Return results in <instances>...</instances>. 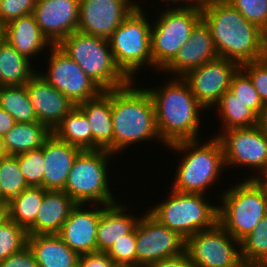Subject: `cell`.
I'll return each mask as SVG.
<instances>
[{"label":"cell","mask_w":267,"mask_h":267,"mask_svg":"<svg viewBox=\"0 0 267 267\" xmlns=\"http://www.w3.org/2000/svg\"><path fill=\"white\" fill-rule=\"evenodd\" d=\"M202 19L209 26L218 57L239 65L267 56V34L226 0H206Z\"/></svg>","instance_id":"obj_1"},{"label":"cell","mask_w":267,"mask_h":267,"mask_svg":"<svg viewBox=\"0 0 267 267\" xmlns=\"http://www.w3.org/2000/svg\"><path fill=\"white\" fill-rule=\"evenodd\" d=\"M146 89L153 99L157 131L165 146L199 140L200 113L206 109L197 101L182 77L169 79L159 88Z\"/></svg>","instance_id":"obj_2"},{"label":"cell","mask_w":267,"mask_h":267,"mask_svg":"<svg viewBox=\"0 0 267 267\" xmlns=\"http://www.w3.org/2000/svg\"><path fill=\"white\" fill-rule=\"evenodd\" d=\"M134 80L111 90L114 155L140 141H161L156 127L155 106L147 89ZM135 87V88H134ZM139 88V89H138Z\"/></svg>","instance_id":"obj_3"},{"label":"cell","mask_w":267,"mask_h":267,"mask_svg":"<svg viewBox=\"0 0 267 267\" xmlns=\"http://www.w3.org/2000/svg\"><path fill=\"white\" fill-rule=\"evenodd\" d=\"M166 147L183 154L185 152L172 183V189L177 192L206 194L225 168L223 147L215 136L202 144L198 140H189Z\"/></svg>","instance_id":"obj_4"},{"label":"cell","mask_w":267,"mask_h":267,"mask_svg":"<svg viewBox=\"0 0 267 267\" xmlns=\"http://www.w3.org/2000/svg\"><path fill=\"white\" fill-rule=\"evenodd\" d=\"M220 197L218 224L239 242L267 215V183L263 179L246 178Z\"/></svg>","instance_id":"obj_5"},{"label":"cell","mask_w":267,"mask_h":267,"mask_svg":"<svg viewBox=\"0 0 267 267\" xmlns=\"http://www.w3.org/2000/svg\"><path fill=\"white\" fill-rule=\"evenodd\" d=\"M103 91L131 80L116 65L109 40L75 31L58 45Z\"/></svg>","instance_id":"obj_6"},{"label":"cell","mask_w":267,"mask_h":267,"mask_svg":"<svg viewBox=\"0 0 267 267\" xmlns=\"http://www.w3.org/2000/svg\"><path fill=\"white\" fill-rule=\"evenodd\" d=\"M115 156L107 150H81L68 174L64 192L77 204L94 203L111 205L116 203L108 180L110 158Z\"/></svg>","instance_id":"obj_7"},{"label":"cell","mask_w":267,"mask_h":267,"mask_svg":"<svg viewBox=\"0 0 267 267\" xmlns=\"http://www.w3.org/2000/svg\"><path fill=\"white\" fill-rule=\"evenodd\" d=\"M168 196L148 212L184 239L211 229L218 223V206L206 200L205 194L181 193L171 189Z\"/></svg>","instance_id":"obj_8"},{"label":"cell","mask_w":267,"mask_h":267,"mask_svg":"<svg viewBox=\"0 0 267 267\" xmlns=\"http://www.w3.org/2000/svg\"><path fill=\"white\" fill-rule=\"evenodd\" d=\"M142 6L137 3L131 14L108 39L116 65L130 79H135L143 65L153 67L151 26ZM133 76V77H132Z\"/></svg>","instance_id":"obj_9"},{"label":"cell","mask_w":267,"mask_h":267,"mask_svg":"<svg viewBox=\"0 0 267 267\" xmlns=\"http://www.w3.org/2000/svg\"><path fill=\"white\" fill-rule=\"evenodd\" d=\"M201 19V8H176L173 5L152 22L151 54L157 71L161 72L175 58Z\"/></svg>","instance_id":"obj_10"},{"label":"cell","mask_w":267,"mask_h":267,"mask_svg":"<svg viewBox=\"0 0 267 267\" xmlns=\"http://www.w3.org/2000/svg\"><path fill=\"white\" fill-rule=\"evenodd\" d=\"M218 134L215 137L222 144L225 166L251 167L257 175L248 176V179H263L267 175V134L258 126L233 128Z\"/></svg>","instance_id":"obj_11"},{"label":"cell","mask_w":267,"mask_h":267,"mask_svg":"<svg viewBox=\"0 0 267 267\" xmlns=\"http://www.w3.org/2000/svg\"><path fill=\"white\" fill-rule=\"evenodd\" d=\"M185 252L193 267H237L242 262L240 242L218 223L189 236Z\"/></svg>","instance_id":"obj_12"},{"label":"cell","mask_w":267,"mask_h":267,"mask_svg":"<svg viewBox=\"0 0 267 267\" xmlns=\"http://www.w3.org/2000/svg\"><path fill=\"white\" fill-rule=\"evenodd\" d=\"M186 239L161 224L149 212L136 225V266L147 267L185 252Z\"/></svg>","instance_id":"obj_13"},{"label":"cell","mask_w":267,"mask_h":267,"mask_svg":"<svg viewBox=\"0 0 267 267\" xmlns=\"http://www.w3.org/2000/svg\"><path fill=\"white\" fill-rule=\"evenodd\" d=\"M49 50L48 71L38 73L75 105L96 98L103 91L60 47L53 45Z\"/></svg>","instance_id":"obj_14"},{"label":"cell","mask_w":267,"mask_h":267,"mask_svg":"<svg viewBox=\"0 0 267 267\" xmlns=\"http://www.w3.org/2000/svg\"><path fill=\"white\" fill-rule=\"evenodd\" d=\"M240 65L232 60L217 57L190 70L182 78L189 84L197 101L206 109L215 106L230 89L233 75Z\"/></svg>","instance_id":"obj_15"},{"label":"cell","mask_w":267,"mask_h":267,"mask_svg":"<svg viewBox=\"0 0 267 267\" xmlns=\"http://www.w3.org/2000/svg\"><path fill=\"white\" fill-rule=\"evenodd\" d=\"M131 0H80L77 31L109 39L137 8Z\"/></svg>","instance_id":"obj_16"},{"label":"cell","mask_w":267,"mask_h":267,"mask_svg":"<svg viewBox=\"0 0 267 267\" xmlns=\"http://www.w3.org/2000/svg\"><path fill=\"white\" fill-rule=\"evenodd\" d=\"M79 5L80 0H37L32 14L52 45L77 31Z\"/></svg>","instance_id":"obj_17"},{"label":"cell","mask_w":267,"mask_h":267,"mask_svg":"<svg viewBox=\"0 0 267 267\" xmlns=\"http://www.w3.org/2000/svg\"><path fill=\"white\" fill-rule=\"evenodd\" d=\"M37 121L52 132L76 105L37 72L26 84Z\"/></svg>","instance_id":"obj_18"},{"label":"cell","mask_w":267,"mask_h":267,"mask_svg":"<svg viewBox=\"0 0 267 267\" xmlns=\"http://www.w3.org/2000/svg\"><path fill=\"white\" fill-rule=\"evenodd\" d=\"M77 204L70 212L57 234L65 244L79 255L97 252L96 231L102 214V208L92 206L84 209Z\"/></svg>","instance_id":"obj_19"},{"label":"cell","mask_w":267,"mask_h":267,"mask_svg":"<svg viewBox=\"0 0 267 267\" xmlns=\"http://www.w3.org/2000/svg\"><path fill=\"white\" fill-rule=\"evenodd\" d=\"M217 57L211 30L201 19L193 28L190 38L162 71L166 74L171 72V75H176L174 78L183 77L190 70L198 68Z\"/></svg>","instance_id":"obj_20"},{"label":"cell","mask_w":267,"mask_h":267,"mask_svg":"<svg viewBox=\"0 0 267 267\" xmlns=\"http://www.w3.org/2000/svg\"><path fill=\"white\" fill-rule=\"evenodd\" d=\"M80 148L60 140L52 133L43 144V188L63 191L73 162Z\"/></svg>","instance_id":"obj_21"},{"label":"cell","mask_w":267,"mask_h":267,"mask_svg":"<svg viewBox=\"0 0 267 267\" xmlns=\"http://www.w3.org/2000/svg\"><path fill=\"white\" fill-rule=\"evenodd\" d=\"M88 118L92 132V150L114 154V130L111 112V90L76 105Z\"/></svg>","instance_id":"obj_22"},{"label":"cell","mask_w":267,"mask_h":267,"mask_svg":"<svg viewBox=\"0 0 267 267\" xmlns=\"http://www.w3.org/2000/svg\"><path fill=\"white\" fill-rule=\"evenodd\" d=\"M77 203L64 191L48 190L28 235L58 234Z\"/></svg>","instance_id":"obj_23"},{"label":"cell","mask_w":267,"mask_h":267,"mask_svg":"<svg viewBox=\"0 0 267 267\" xmlns=\"http://www.w3.org/2000/svg\"><path fill=\"white\" fill-rule=\"evenodd\" d=\"M126 209V206L119 202L103 205L96 231L98 252H107L122 236L135 229L140 217L126 213Z\"/></svg>","instance_id":"obj_24"},{"label":"cell","mask_w":267,"mask_h":267,"mask_svg":"<svg viewBox=\"0 0 267 267\" xmlns=\"http://www.w3.org/2000/svg\"><path fill=\"white\" fill-rule=\"evenodd\" d=\"M5 40L29 60L33 55L41 54L44 48L53 46L42 34L33 14L21 16L5 25Z\"/></svg>","instance_id":"obj_25"},{"label":"cell","mask_w":267,"mask_h":267,"mask_svg":"<svg viewBox=\"0 0 267 267\" xmlns=\"http://www.w3.org/2000/svg\"><path fill=\"white\" fill-rule=\"evenodd\" d=\"M27 246L39 267H78L80 255L57 234L28 235Z\"/></svg>","instance_id":"obj_26"},{"label":"cell","mask_w":267,"mask_h":267,"mask_svg":"<svg viewBox=\"0 0 267 267\" xmlns=\"http://www.w3.org/2000/svg\"><path fill=\"white\" fill-rule=\"evenodd\" d=\"M52 131L39 122L16 123L4 136L7 154L16 156L43 146Z\"/></svg>","instance_id":"obj_27"},{"label":"cell","mask_w":267,"mask_h":267,"mask_svg":"<svg viewBox=\"0 0 267 267\" xmlns=\"http://www.w3.org/2000/svg\"><path fill=\"white\" fill-rule=\"evenodd\" d=\"M31 63L4 40L0 45V87L26 85L38 72Z\"/></svg>","instance_id":"obj_28"},{"label":"cell","mask_w":267,"mask_h":267,"mask_svg":"<svg viewBox=\"0 0 267 267\" xmlns=\"http://www.w3.org/2000/svg\"><path fill=\"white\" fill-rule=\"evenodd\" d=\"M222 119L220 133L233 128H250L258 125V115L246 106L230 89L215 104ZM225 126V127H224Z\"/></svg>","instance_id":"obj_29"},{"label":"cell","mask_w":267,"mask_h":267,"mask_svg":"<svg viewBox=\"0 0 267 267\" xmlns=\"http://www.w3.org/2000/svg\"><path fill=\"white\" fill-rule=\"evenodd\" d=\"M43 187H28L8 203L9 219L17 223L26 232L35 224L45 193Z\"/></svg>","instance_id":"obj_30"},{"label":"cell","mask_w":267,"mask_h":267,"mask_svg":"<svg viewBox=\"0 0 267 267\" xmlns=\"http://www.w3.org/2000/svg\"><path fill=\"white\" fill-rule=\"evenodd\" d=\"M81 150H92V132L86 115L76 106L52 132Z\"/></svg>","instance_id":"obj_31"},{"label":"cell","mask_w":267,"mask_h":267,"mask_svg":"<svg viewBox=\"0 0 267 267\" xmlns=\"http://www.w3.org/2000/svg\"><path fill=\"white\" fill-rule=\"evenodd\" d=\"M0 107L7 111L16 123L38 122L26 85L0 87Z\"/></svg>","instance_id":"obj_32"},{"label":"cell","mask_w":267,"mask_h":267,"mask_svg":"<svg viewBox=\"0 0 267 267\" xmlns=\"http://www.w3.org/2000/svg\"><path fill=\"white\" fill-rule=\"evenodd\" d=\"M28 187L18 164V155L0 158V197L8 203Z\"/></svg>","instance_id":"obj_33"},{"label":"cell","mask_w":267,"mask_h":267,"mask_svg":"<svg viewBox=\"0 0 267 267\" xmlns=\"http://www.w3.org/2000/svg\"><path fill=\"white\" fill-rule=\"evenodd\" d=\"M240 248L242 262L267 264V215L240 242Z\"/></svg>","instance_id":"obj_34"},{"label":"cell","mask_w":267,"mask_h":267,"mask_svg":"<svg viewBox=\"0 0 267 267\" xmlns=\"http://www.w3.org/2000/svg\"><path fill=\"white\" fill-rule=\"evenodd\" d=\"M27 232L9 218L0 226V261L27 246Z\"/></svg>","instance_id":"obj_35"},{"label":"cell","mask_w":267,"mask_h":267,"mask_svg":"<svg viewBox=\"0 0 267 267\" xmlns=\"http://www.w3.org/2000/svg\"><path fill=\"white\" fill-rule=\"evenodd\" d=\"M43 146L18 155V164L30 187H43L44 175Z\"/></svg>","instance_id":"obj_36"},{"label":"cell","mask_w":267,"mask_h":267,"mask_svg":"<svg viewBox=\"0 0 267 267\" xmlns=\"http://www.w3.org/2000/svg\"><path fill=\"white\" fill-rule=\"evenodd\" d=\"M230 90L257 115L260 114L264 104L254 88L251 79L241 68L233 75Z\"/></svg>","instance_id":"obj_37"},{"label":"cell","mask_w":267,"mask_h":267,"mask_svg":"<svg viewBox=\"0 0 267 267\" xmlns=\"http://www.w3.org/2000/svg\"><path fill=\"white\" fill-rule=\"evenodd\" d=\"M267 34V0H226Z\"/></svg>","instance_id":"obj_38"},{"label":"cell","mask_w":267,"mask_h":267,"mask_svg":"<svg viewBox=\"0 0 267 267\" xmlns=\"http://www.w3.org/2000/svg\"><path fill=\"white\" fill-rule=\"evenodd\" d=\"M106 253L114 264L136 266V227L116 241Z\"/></svg>","instance_id":"obj_39"},{"label":"cell","mask_w":267,"mask_h":267,"mask_svg":"<svg viewBox=\"0 0 267 267\" xmlns=\"http://www.w3.org/2000/svg\"><path fill=\"white\" fill-rule=\"evenodd\" d=\"M240 68L249 76L261 101L267 103V56L260 60L247 62Z\"/></svg>","instance_id":"obj_40"},{"label":"cell","mask_w":267,"mask_h":267,"mask_svg":"<svg viewBox=\"0 0 267 267\" xmlns=\"http://www.w3.org/2000/svg\"><path fill=\"white\" fill-rule=\"evenodd\" d=\"M37 0H0V24L7 25L11 21L32 14Z\"/></svg>","instance_id":"obj_41"},{"label":"cell","mask_w":267,"mask_h":267,"mask_svg":"<svg viewBox=\"0 0 267 267\" xmlns=\"http://www.w3.org/2000/svg\"><path fill=\"white\" fill-rule=\"evenodd\" d=\"M0 267H39L28 246L0 261Z\"/></svg>","instance_id":"obj_42"},{"label":"cell","mask_w":267,"mask_h":267,"mask_svg":"<svg viewBox=\"0 0 267 267\" xmlns=\"http://www.w3.org/2000/svg\"><path fill=\"white\" fill-rule=\"evenodd\" d=\"M114 265V261L106 252L81 254L78 259V267H113Z\"/></svg>","instance_id":"obj_43"},{"label":"cell","mask_w":267,"mask_h":267,"mask_svg":"<svg viewBox=\"0 0 267 267\" xmlns=\"http://www.w3.org/2000/svg\"><path fill=\"white\" fill-rule=\"evenodd\" d=\"M147 267H193L186 252L179 256L162 259L150 264Z\"/></svg>","instance_id":"obj_44"},{"label":"cell","mask_w":267,"mask_h":267,"mask_svg":"<svg viewBox=\"0 0 267 267\" xmlns=\"http://www.w3.org/2000/svg\"><path fill=\"white\" fill-rule=\"evenodd\" d=\"M15 124L14 118L0 107V136H4Z\"/></svg>","instance_id":"obj_45"},{"label":"cell","mask_w":267,"mask_h":267,"mask_svg":"<svg viewBox=\"0 0 267 267\" xmlns=\"http://www.w3.org/2000/svg\"><path fill=\"white\" fill-rule=\"evenodd\" d=\"M161 1V0H160ZM164 1V0H162ZM173 2V4H176L177 8H201L206 0H165V2ZM182 2L184 5H178L179 3L178 2ZM188 2V3H187Z\"/></svg>","instance_id":"obj_46"},{"label":"cell","mask_w":267,"mask_h":267,"mask_svg":"<svg viewBox=\"0 0 267 267\" xmlns=\"http://www.w3.org/2000/svg\"><path fill=\"white\" fill-rule=\"evenodd\" d=\"M264 133L267 134V103H264L260 114L258 115V125Z\"/></svg>","instance_id":"obj_47"},{"label":"cell","mask_w":267,"mask_h":267,"mask_svg":"<svg viewBox=\"0 0 267 267\" xmlns=\"http://www.w3.org/2000/svg\"><path fill=\"white\" fill-rule=\"evenodd\" d=\"M9 218L7 203L0 204V226Z\"/></svg>","instance_id":"obj_48"},{"label":"cell","mask_w":267,"mask_h":267,"mask_svg":"<svg viewBox=\"0 0 267 267\" xmlns=\"http://www.w3.org/2000/svg\"><path fill=\"white\" fill-rule=\"evenodd\" d=\"M8 156L7 150L5 148L3 136H0V158Z\"/></svg>","instance_id":"obj_49"},{"label":"cell","mask_w":267,"mask_h":267,"mask_svg":"<svg viewBox=\"0 0 267 267\" xmlns=\"http://www.w3.org/2000/svg\"><path fill=\"white\" fill-rule=\"evenodd\" d=\"M237 267H267V264L241 262Z\"/></svg>","instance_id":"obj_50"},{"label":"cell","mask_w":267,"mask_h":267,"mask_svg":"<svg viewBox=\"0 0 267 267\" xmlns=\"http://www.w3.org/2000/svg\"><path fill=\"white\" fill-rule=\"evenodd\" d=\"M5 40V25L0 24V45L4 42Z\"/></svg>","instance_id":"obj_51"},{"label":"cell","mask_w":267,"mask_h":267,"mask_svg":"<svg viewBox=\"0 0 267 267\" xmlns=\"http://www.w3.org/2000/svg\"><path fill=\"white\" fill-rule=\"evenodd\" d=\"M113 267H137L133 265H122V264H115Z\"/></svg>","instance_id":"obj_52"},{"label":"cell","mask_w":267,"mask_h":267,"mask_svg":"<svg viewBox=\"0 0 267 267\" xmlns=\"http://www.w3.org/2000/svg\"><path fill=\"white\" fill-rule=\"evenodd\" d=\"M1 203H6V202L0 197V204Z\"/></svg>","instance_id":"obj_53"},{"label":"cell","mask_w":267,"mask_h":267,"mask_svg":"<svg viewBox=\"0 0 267 267\" xmlns=\"http://www.w3.org/2000/svg\"><path fill=\"white\" fill-rule=\"evenodd\" d=\"M263 180L267 183V175L263 178Z\"/></svg>","instance_id":"obj_54"}]
</instances>
